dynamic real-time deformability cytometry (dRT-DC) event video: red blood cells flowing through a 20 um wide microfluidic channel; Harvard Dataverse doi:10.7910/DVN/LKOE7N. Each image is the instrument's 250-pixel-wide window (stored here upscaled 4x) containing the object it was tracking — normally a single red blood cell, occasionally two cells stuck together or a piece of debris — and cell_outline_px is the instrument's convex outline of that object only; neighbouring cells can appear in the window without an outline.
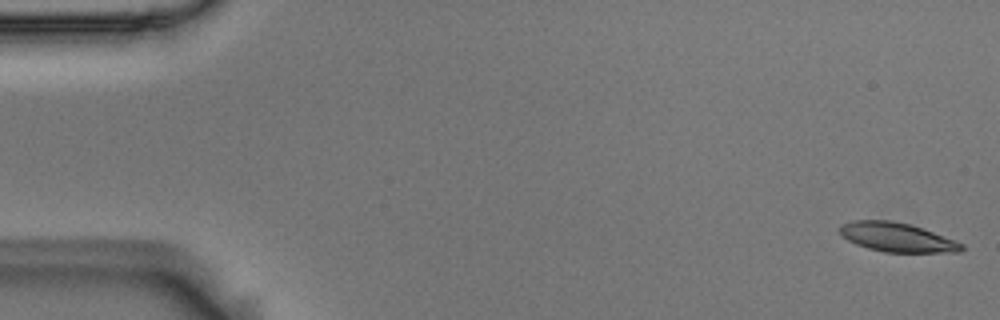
{"species": "Egyptian fruit bat (a non-hibernating species)", "species_latin": "Rousettus aegyptiacus", "temperature_condition": "room temperature", "stored_images_in_passage": 5, "camera_frame_rate_fps": 3000, "um_per_image_px": 0.085, "animal": {"sex": "male"}, "frame": {"image": 1, "passage_image": 1, "time_ms": 0.0, "image_size_px": [1000, 320], "cell_outline_px": [[964, 248], [960, 252], [884, 252], [868, 248], [856, 244], [848, 240], [840, 232], [840, 224], [852, 220], [892, 220], [908, 224], [932, 232], [964, 244]], "centroid_in_image_um": [76.21, 20.17], "position_along_channel_um": 8.8, "area_um2": 20.4}}
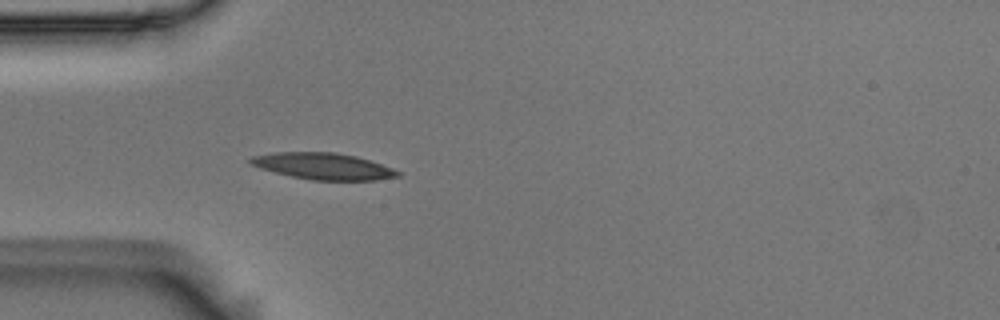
{"frame": {"image": 2, "passage_image": 5, "time_ms": 1.333, "image_size_px": [1000, 320], "cell_outline_px": [[400, 176], [376, 180], [312, 180], [292, 176], [260, 168], [248, 164], [248, 160], [252, 156], [276, 152], [336, 152], [356, 156], [392, 168], [400, 172]], "centroid_in_image_um": [27.45, 14.12], "position_along_channel_um": 57.6, "area_um2": 22.6}}